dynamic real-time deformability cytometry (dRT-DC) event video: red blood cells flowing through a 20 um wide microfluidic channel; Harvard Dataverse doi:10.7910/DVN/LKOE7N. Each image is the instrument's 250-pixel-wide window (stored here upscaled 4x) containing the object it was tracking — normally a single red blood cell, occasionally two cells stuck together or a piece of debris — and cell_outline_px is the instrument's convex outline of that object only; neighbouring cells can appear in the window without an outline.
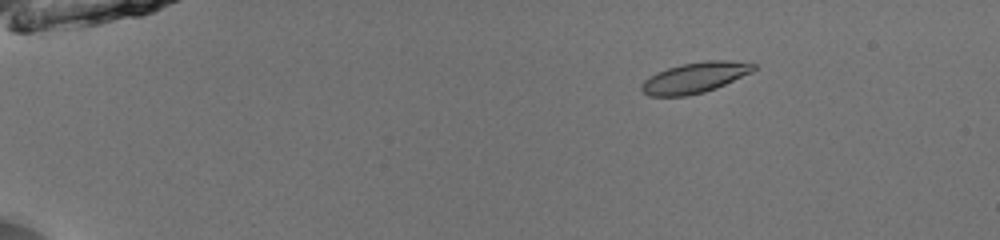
{"species": "common noctule bat (a hibernating species)", "species_latin": "Nyctalus noctula", "temperature_condition": "room temperature", "stored_images_in_passage": 45, "camera_frame_rate_fps": 3000, "um_per_image_px": 0.085, "animal": {"sex": "male", "body_mass_g": 13.0, "forearm_length_mm": 53.1}, "frame": {"image": 1, "passage_image": 2, "time_ms": 0.333, "image_size_px": [1000, 240], "cell_outline_px": [[756, 68], [752, 72], [716, 88], [704, 92], [688, 96], [648, 96], [640, 88], [640, 84], [644, 80], [656, 72], [680, 64], [704, 60], [728, 60], [756, 64]], "centroid_in_image_um": [59.05, 6.6], "position_along_channel_um": 26.0, "area_um2": 20.11}}
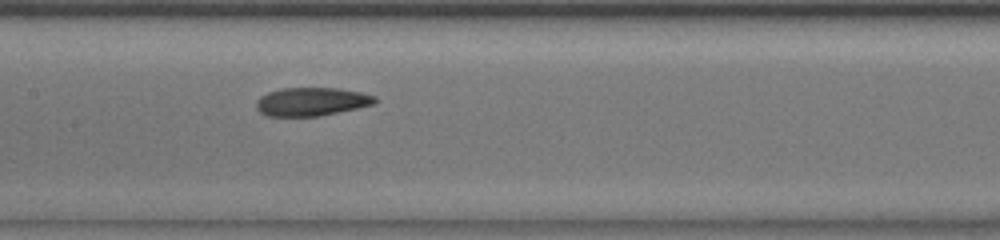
{"frame": {"image": 2, "passage_image": 21, "time_ms": 6.667, "image_size_px": [1000, 240], "cell_outline_px": [[376, 100], [372, 104], [356, 108], [316, 116], [268, 116], [260, 112], [256, 108], [256, 100], [260, 96], [268, 92], [280, 88], [336, 88], [360, 92], [376, 96]], "centroid_in_image_um": [26.42, 8.63], "position_along_channel_um": 181.0, "area_um2": 19.42}}
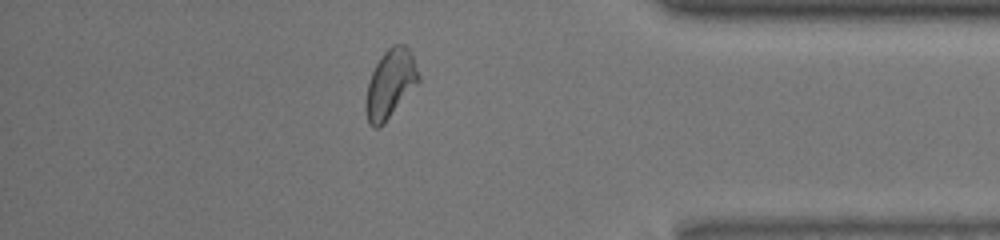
{"frame": {"image": 3, "passage_image": 39, "time_ms": 12.667, "image_size_px": [1000, 240], "cell_outline_px": [[420, 80], [384, 124], [380, 128], [372, 128], [368, 124], [364, 108], [364, 104], [368, 84], [372, 72], [380, 56], [392, 44], [404, 44], [412, 52], [420, 76]], "centroid_in_image_um": [33.16, 7.14], "position_along_channel_um": 402.0, "area_um2": 21.27}, "authors_computed_cell_mechanics": {"area_um2": 19.9988, "velocity_mm_per_s": 3.995, "shape_relaxation_time_tau1_ms": 5.5266, "shape_relaxation_time_tau2_ms": 3.5869, "deformation_change_tau1": 0.1314, "deformation_change_tau2": 0.0522}}